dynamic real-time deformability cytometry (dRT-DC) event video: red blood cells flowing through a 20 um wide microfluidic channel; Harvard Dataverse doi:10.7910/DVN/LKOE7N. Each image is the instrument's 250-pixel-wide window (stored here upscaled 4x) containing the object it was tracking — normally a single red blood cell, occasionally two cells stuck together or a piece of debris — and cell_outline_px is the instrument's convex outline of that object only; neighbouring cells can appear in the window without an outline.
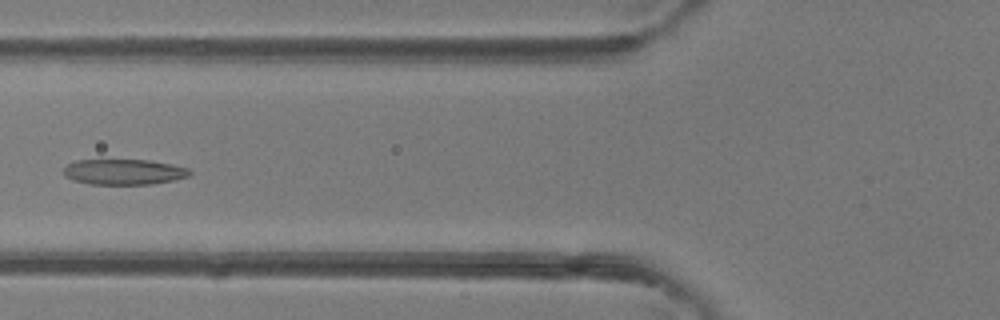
{"species": "common noctule bat (a hibernating species)", "species_latin": "Nyctalus noctula", "temperature_condition": "room temperature", "stored_images_in_passage": 5, "camera_frame_rate_fps": 3000, "um_per_image_px": 0.085, "animal": {"sex": "female"}, "frame": {"image": 1, "passage_image": 5, "time_ms": 4.667, "image_size_px": [1000, 320], "cell_outline_px": [[192, 172], [188, 176], [172, 180], [152, 184], [88, 184], [72, 180], [64, 176], [64, 168], [68, 164], [76, 160], [148, 160], [172, 164], [188, 168]], "centroid_in_image_um": [10.51, 14.61], "position_along_channel_um": 115.3, "area_um2": 18.73}}